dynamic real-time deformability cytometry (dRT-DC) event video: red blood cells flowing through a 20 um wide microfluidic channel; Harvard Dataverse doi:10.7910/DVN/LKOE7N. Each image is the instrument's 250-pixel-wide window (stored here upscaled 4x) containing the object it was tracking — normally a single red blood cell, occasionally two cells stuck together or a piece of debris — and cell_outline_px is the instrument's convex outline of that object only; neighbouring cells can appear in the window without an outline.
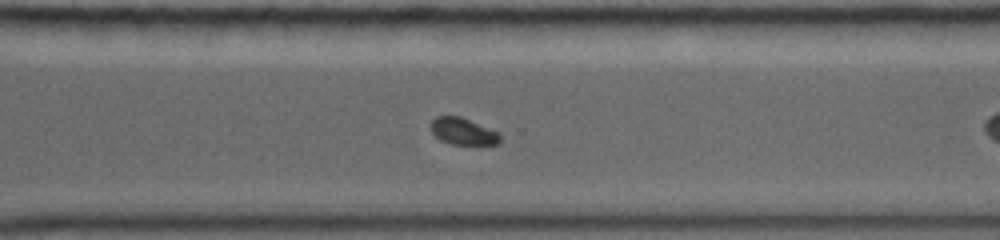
{"species": "common noctule bat (a hibernating species)", "species_latin": "Nyctalus noctula", "temperature_condition": "warm", "stored_images_in_passage": 32, "segment_of_instrument_passage": [2, 2], "camera_frame_rate_fps": 5000, "um_per_image_px": 0.085, "animal": {"sex": "female", "body_mass_g": 19.0, "forearm_length_mm": 56.7}, "frame": {"image": 1, "passage_image": 19, "time_ms": 6.8, "image_size_px": [1000, 240], "cell_outline_px": [[500, 144], [452, 144], [440, 140], [432, 132], [432, 120], [436, 116], [460, 116], [500, 132]], "centroid_in_image_um": [39.39, 11.16], "position_along_channel_um": 331.2, "area_um2": 10.75}}
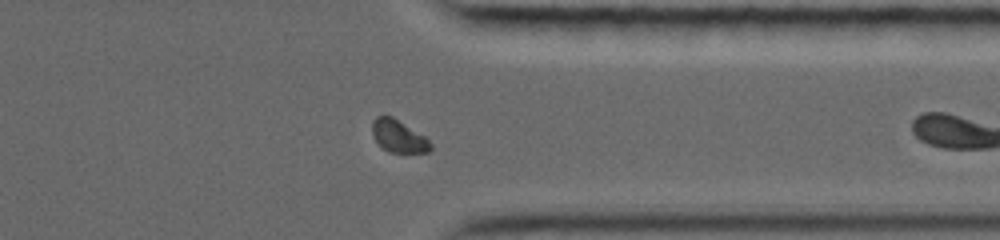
{"frame": {"image": 2, "passage_image": 22, "time_ms": 8.0, "image_size_px": [1000, 240], "cell_outline_px": [[432, 148], [428, 152], [388, 152], [372, 136], [372, 120], [376, 116], [392, 116], [424, 136], [432, 144]], "centroid_in_image_um": [33.86, 11.57], "position_along_channel_um": 377.5, "area_um2": 10.87}}